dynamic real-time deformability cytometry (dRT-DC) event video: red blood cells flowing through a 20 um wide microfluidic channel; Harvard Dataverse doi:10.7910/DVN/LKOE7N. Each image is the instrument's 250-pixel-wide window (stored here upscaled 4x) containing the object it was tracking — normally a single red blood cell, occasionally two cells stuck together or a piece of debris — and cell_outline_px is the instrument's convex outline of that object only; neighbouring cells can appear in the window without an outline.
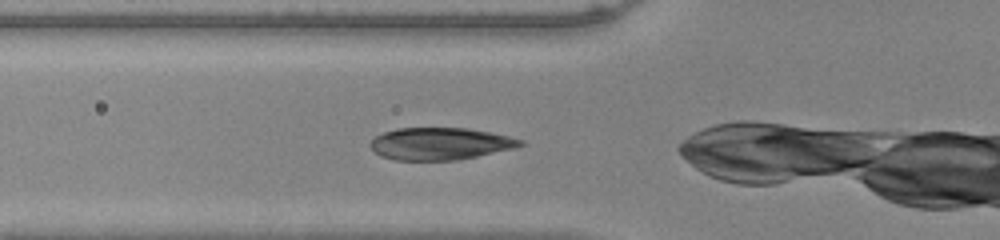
{"species": "common noctule bat (a hibernating species)", "species_latin": "Nyctalus noctula", "temperature_condition": "warm", "stored_images_in_passage": 31, "camera_frame_rate_fps": 3000, "um_per_image_px": 0.085, "animal": {"sex": "male", "body_mass_g": 20.0, "forearm_length_mm": 53.3}, "frame": {"image": 1, "passage_image": 2, "time_ms": 0.333, "image_size_px": [1000, 240], "cell_outline_px": [[524, 144], [512, 148], [476, 156], [456, 160], [392, 160], [380, 156], [368, 144], [376, 136], [384, 132], [396, 128], [468, 128], [508, 136], [524, 140]], "centroid_in_image_um": [37.36, 12.21], "position_along_channel_um": 88.4, "area_um2": 27.92}}
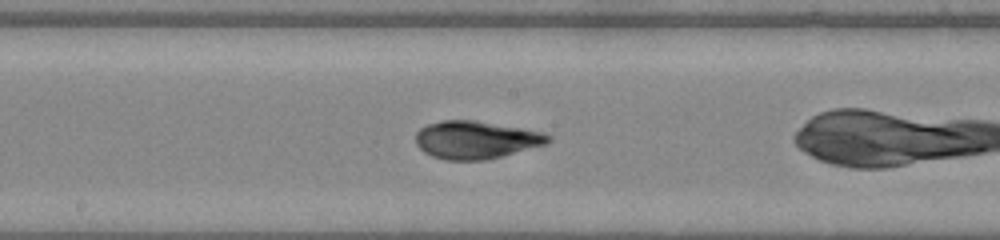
{"frame": {"image": 2, "passage_image": 11, "time_ms": 3.333, "image_size_px": [1000, 240], "cell_outline_px": [[552, 140], [548, 144], [484, 160], [444, 160], [432, 156], [424, 152], [416, 144], [416, 132], [420, 128], [428, 124], [444, 120], [476, 120], [544, 132], [552, 136]], "centroid_in_image_um": [40.47, 11.88], "position_along_channel_um": 207.7, "area_um2": 29.25}}
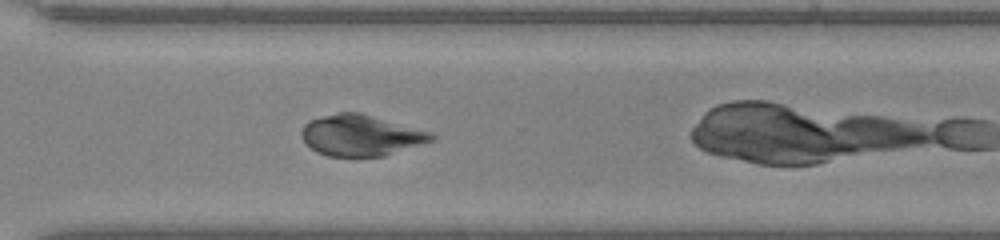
{"frame": {"image": 3, "passage_image": 21, "time_ms": 6.667, "image_size_px": [1000, 240], "cell_outline_px": [[436, 136], [432, 140], [384, 156], [328, 156], [316, 152], [300, 136], [300, 132], [304, 124], [308, 120], [340, 112], [360, 112], [432, 132]], "centroid_in_image_um": [30.65, 11.5], "position_along_channel_um": 340.0, "area_um2": 30.87}}